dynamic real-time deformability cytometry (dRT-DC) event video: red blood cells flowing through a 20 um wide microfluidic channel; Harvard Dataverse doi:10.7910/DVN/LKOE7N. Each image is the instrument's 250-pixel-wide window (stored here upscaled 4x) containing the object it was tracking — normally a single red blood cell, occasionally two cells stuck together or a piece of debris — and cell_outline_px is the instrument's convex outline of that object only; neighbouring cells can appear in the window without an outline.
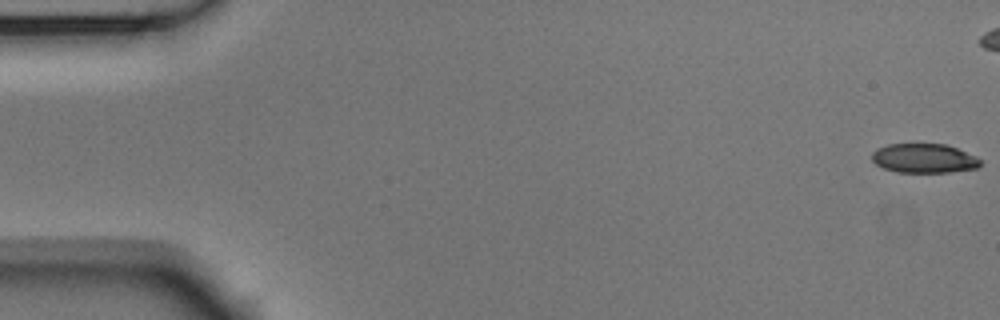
{"species": "Egyptian fruit bat (a non-hibernating species)", "species_latin": "Rousettus aegyptiacus", "temperature_condition": "room temperature", "stored_images_in_passage": 44, "camera_frame_rate_fps": 3000, "um_per_image_px": 0.085, "animal": {"sex": "male"}, "frame": {"image": 1, "passage_image": 1, "time_ms": 0.0, "image_size_px": [1000, 320], "cell_outline_px": [[980, 164], [976, 168], [952, 172], [896, 172], [884, 168], [876, 164], [872, 160], [872, 152], [876, 148], [888, 144], [944, 144], [956, 148], [976, 156], [980, 160]], "centroid_in_image_um": [78.51, 13.46], "position_along_channel_um": 6.5, "area_um2": 18.44}}
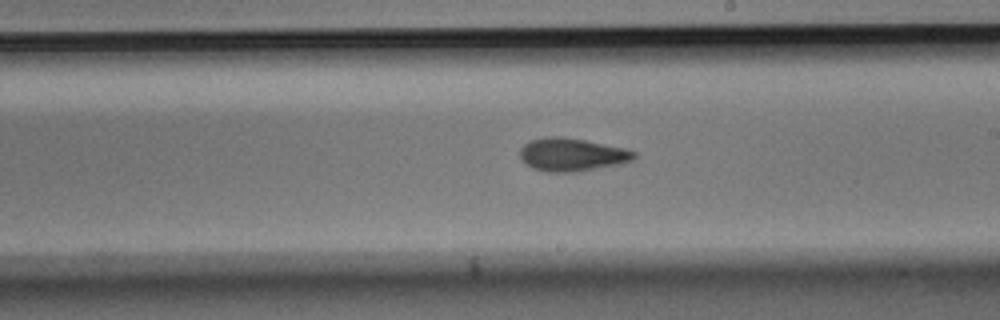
{"frame": {"image": 2, "passage_image": 31, "time_ms": 10.0, "image_size_px": [1000, 320], "cell_outline_px": [[636, 156], [632, 160], [624, 164], [572, 172], [548, 172], [532, 168], [520, 160], [520, 148], [524, 144], [532, 140], [552, 136], [560, 136], [584, 140], [624, 148], [636, 152]], "centroid_in_image_um": [48.61, 13.15], "position_along_channel_um": 240.4, "area_um2": 21.96}}
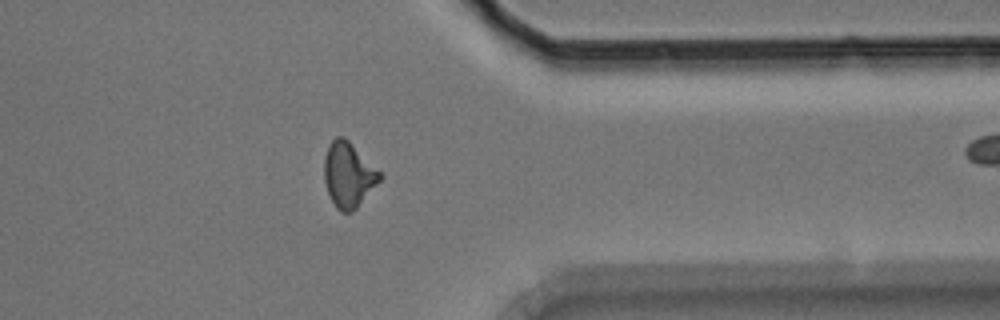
{"frame": {"image": 3, "passage_image": 43, "time_ms": 14.0, "image_size_px": [1000, 320], "cell_outline_px": [[384, 176], [356, 208], [352, 212], [340, 212], [336, 208], [328, 192], [324, 180], [324, 156], [328, 144], [336, 136], [344, 136]], "centroid_in_image_um": [29.6, 14.85], "position_along_channel_um": 381.8, "area_um2": 20.92}}